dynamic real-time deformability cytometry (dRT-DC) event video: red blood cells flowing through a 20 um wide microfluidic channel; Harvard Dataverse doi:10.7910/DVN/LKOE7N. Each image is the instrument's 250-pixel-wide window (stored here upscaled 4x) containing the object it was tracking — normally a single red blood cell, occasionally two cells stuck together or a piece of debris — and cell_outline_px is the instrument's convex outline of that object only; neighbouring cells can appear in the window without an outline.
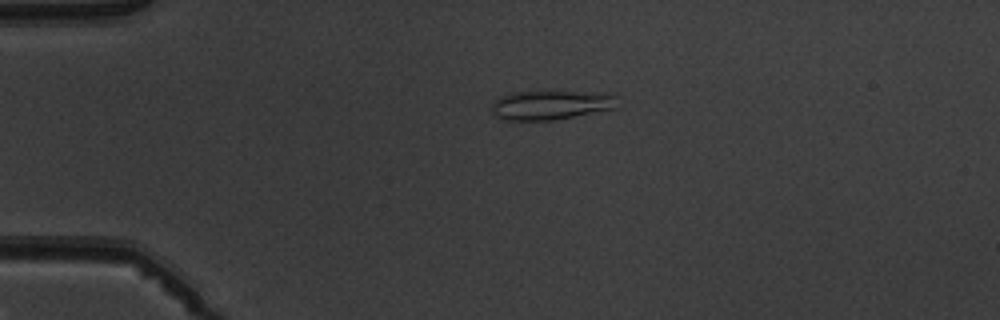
{"species": "common noctule bat (a hibernating species)", "species_latin": "Nyctalus noctula", "temperature_condition": "warm", "stored_images_in_passage": 2, "camera_frame_rate_fps": 3000, "um_per_image_px": 0.085, "animal": {"sex": "male", "body_mass_g": 19.5, "forearm_length_mm": 54.6}, "frame": {"image": 1, "passage_image": 1, "time_ms": 0.0, "image_size_px": [1000, 320], "cell_outline_px": [[620, 96], [616, 108], [552, 120], [504, 120], [496, 116], [492, 112], [492, 104], [500, 96], [508, 92], [612, 92]], "centroid_in_image_um": [46.89, 8.91], "position_along_channel_um": 38.1, "area_um2": 21.62}}